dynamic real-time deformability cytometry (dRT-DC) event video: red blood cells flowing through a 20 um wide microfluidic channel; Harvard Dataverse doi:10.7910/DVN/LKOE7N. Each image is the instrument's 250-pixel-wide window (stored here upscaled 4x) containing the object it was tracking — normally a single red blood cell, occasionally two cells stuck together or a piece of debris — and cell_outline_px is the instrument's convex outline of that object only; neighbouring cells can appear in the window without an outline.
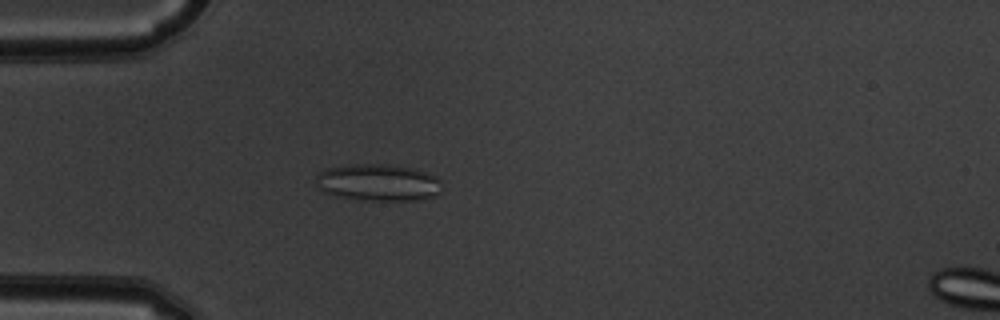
{"species": "common noctule bat (a hibernating species)", "species_latin": "Nyctalus noctula", "temperature_condition": "warm", "stored_images_in_passage": 53, "camera_frame_rate_fps": 3000, "um_per_image_px": 0.085, "animal": {"sex": "male", "body_mass_g": 19.5, "forearm_length_mm": 54.6}, "frame": {"image": 1, "passage_image": 16, "time_ms": 5.0, "image_size_px": [1000, 320], "cell_outline_px": [[440, 192], [424, 200], [360, 200], [336, 196], [324, 192], [316, 184], [316, 176], [320, 172], [328, 168], [352, 164], [392, 164], [416, 168], [436, 176], [440, 180]], "centroid_in_image_um": [32.16, 15.51], "position_along_channel_um": 52.8, "area_um2": 27.34}}
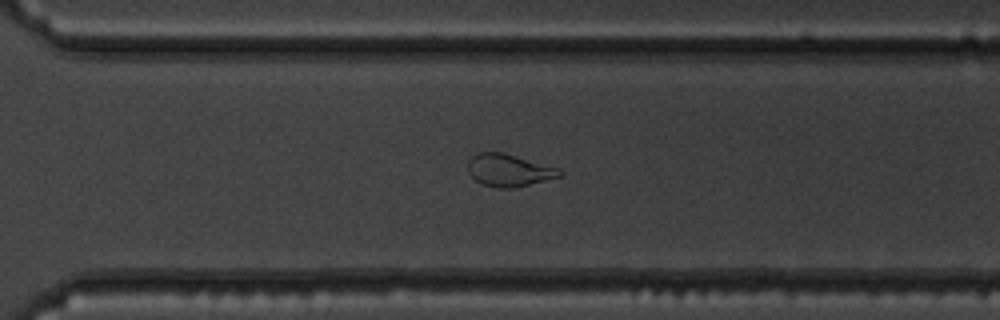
{"frame": {"image": 2, "passage_image": 38, "time_ms": 12.333, "image_size_px": [1000, 320], "cell_outline_px": [[564, 176], [512, 188], [496, 188], [484, 184], [476, 180], [468, 172], [468, 160], [476, 152], [504, 152], [560, 168], [564, 172]], "centroid_in_image_um": [43.3, 14.46], "position_along_channel_um": 327.3, "area_um2": 17.51}}
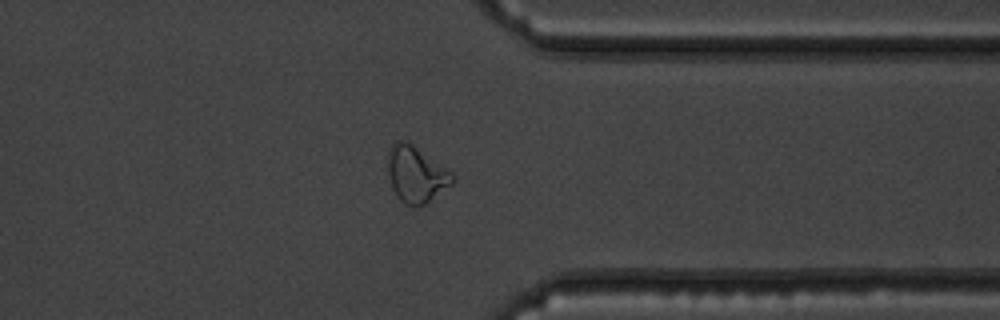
{"frame": {"image": 3, "passage_image": 42, "time_ms": 13.667, "image_size_px": [1000, 320], "cell_outline_px": [[456, 180], [452, 184], [420, 208], [416, 208], [404, 204], [396, 196], [392, 188], [388, 172], [388, 148], [396, 140], [404, 140], [412, 144], [452, 172], [456, 176]], "centroid_in_image_um": [35.36, 14.84], "position_along_channel_um": 376.0, "area_um2": 21.44}, "authors_computed_cell_mechanics": {"area_um2": 23.0622, "velocity_mm_per_s": 3.8836, "shape_relaxation_time_tau1_ms": null, "shape_relaxation_time_tau2_ms": 1.6578, "deformation_change_tau1": null, "deformation_change_tau2": 0.0933}}